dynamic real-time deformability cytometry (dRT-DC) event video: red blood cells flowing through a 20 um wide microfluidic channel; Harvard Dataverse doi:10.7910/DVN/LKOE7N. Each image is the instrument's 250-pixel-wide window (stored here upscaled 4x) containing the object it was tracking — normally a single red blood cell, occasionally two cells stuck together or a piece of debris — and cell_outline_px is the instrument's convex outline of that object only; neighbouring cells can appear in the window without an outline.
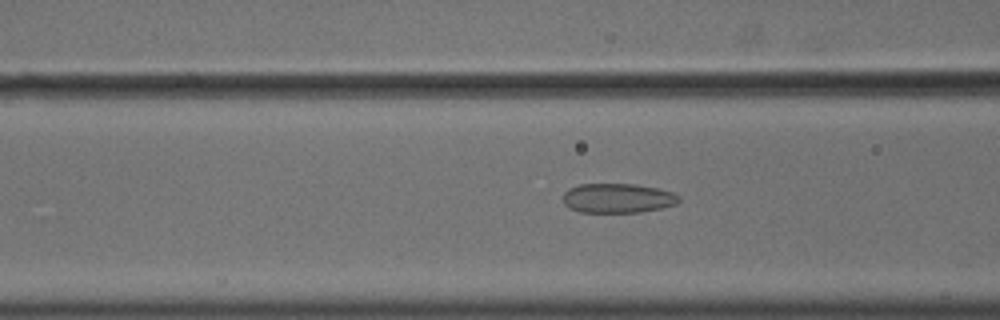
{"species": "common noctule bat (a hibernating species)", "species_latin": "Nyctalus noctula", "temperature_condition": "cold", "stored_images_in_passage": 18, "camera_frame_rate_fps": 3000, "um_per_image_px": 0.085, "animal": {"sex": "male", "body_mass_g": 18.8}, "frame": {"image": 1, "passage_image": 6, "time_ms": 1.667, "image_size_px": [1000, 320], "cell_outline_px": [[680, 200], [676, 204], [660, 208], [640, 212], [580, 212], [568, 208], [564, 204], [564, 192], [568, 188], [580, 184], [636, 184], [656, 188], [672, 192], [680, 196]], "centroid_in_image_um": [52.49, 16.84], "position_along_channel_um": 114.1, "area_um2": 19.94}}
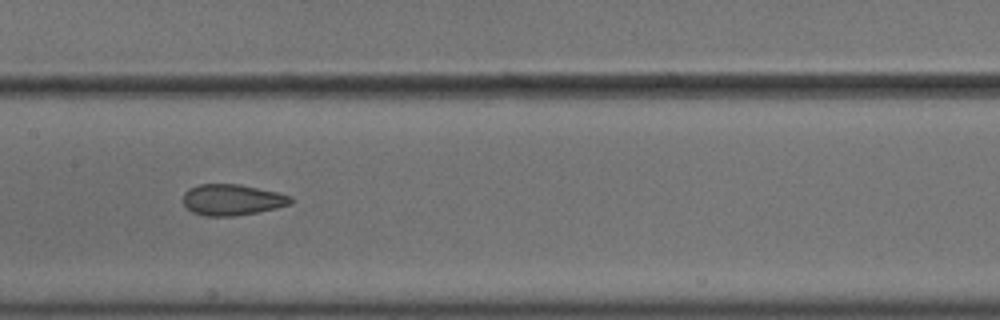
{"frame": {"image": 2, "passage_image": 12, "time_ms": 3.667, "image_size_px": [1000, 320], "cell_outline_px": [[292, 204], [276, 208], [256, 212], [232, 216], [208, 216], [192, 212], [184, 204], [184, 192], [188, 188], [200, 184], [240, 184], [276, 192], [292, 196]], "centroid_in_image_um": [19.73, 16.97], "position_along_channel_um": 187.7, "area_um2": 19.36}}
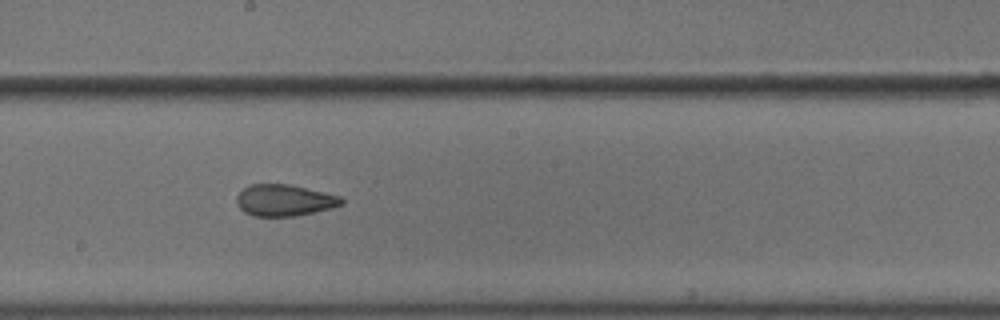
{"frame": {"image": 3, "passage_image": 15, "time_ms": 4.667, "image_size_px": [1000, 320], "cell_outline_px": [[344, 204], [332, 208], [296, 216], [256, 216], [244, 212], [236, 204], [236, 196], [244, 188], [252, 184], [288, 184], [340, 196], [344, 200]], "centroid_in_image_um": [24.17, 17.03], "position_along_channel_um": 224.0, "area_um2": 19.19}}